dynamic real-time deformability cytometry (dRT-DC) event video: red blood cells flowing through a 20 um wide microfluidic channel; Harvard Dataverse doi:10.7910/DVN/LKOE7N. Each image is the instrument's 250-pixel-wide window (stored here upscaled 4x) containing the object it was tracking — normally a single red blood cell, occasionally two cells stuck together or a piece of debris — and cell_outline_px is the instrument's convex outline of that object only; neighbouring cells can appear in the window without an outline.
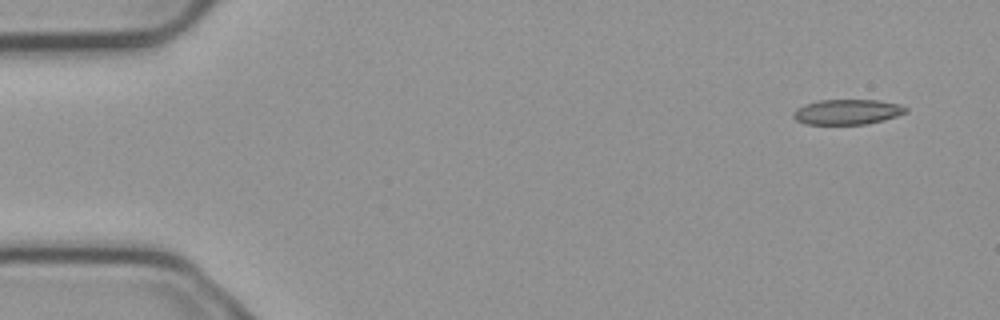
{"species": "common noctule bat (a hibernating species)", "species_latin": "Nyctalus noctula", "temperature_condition": "cold", "stored_images_in_passage": 6, "camera_frame_rate_fps": 3000, "um_per_image_px": 0.085, "animal": {"sex": "male", "body_mass_g": 23.1, "forearm_length_mm": 52.7}, "frame": {"image": 1, "passage_image": 1, "time_ms": 0.0, "image_size_px": [1000, 320], "cell_outline_px": [[908, 112], [884, 120], [868, 124], [804, 124], [796, 120], [792, 116], [792, 112], [796, 108], [804, 104], [820, 100], [876, 100], [900, 104], [908, 108]], "centroid_in_image_um": [72.01, 9.51], "position_along_channel_um": 13.0, "area_um2": 16.65}}
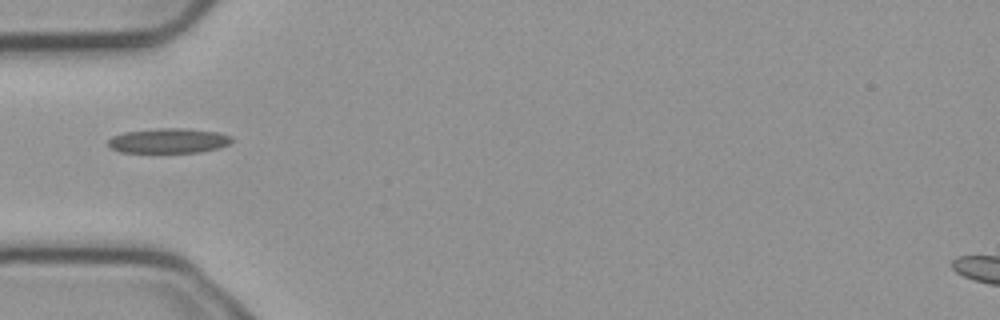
{"frame": {"image": 2, "passage_image": 5, "time_ms": 1.333, "image_size_px": [1000, 320], "cell_outline_px": [[232, 140], [228, 144], [220, 148], [200, 152], [120, 152], [112, 148], [108, 144], [108, 140], [112, 136], [124, 132], [156, 128], [188, 128], [220, 132], [232, 136]], "centroid_in_image_um": [14.36, 11.95], "position_along_channel_um": 70.6, "area_um2": 18.03}}
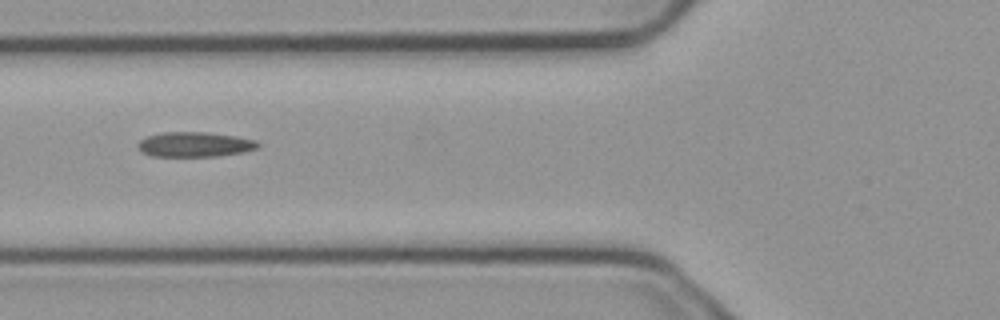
{"frame": {"image": 3, "passage_image": 6, "time_ms": 1.667, "image_size_px": [1000, 320], "cell_outline_px": [[260, 144], [256, 148], [244, 152], [220, 156], [152, 156], [140, 152], [140, 140], [148, 136], [164, 132], [208, 132], [236, 136], [256, 140]], "centroid_in_image_um": [16.59, 12.28], "position_along_channel_um": 109.2, "area_um2": 17.34}}